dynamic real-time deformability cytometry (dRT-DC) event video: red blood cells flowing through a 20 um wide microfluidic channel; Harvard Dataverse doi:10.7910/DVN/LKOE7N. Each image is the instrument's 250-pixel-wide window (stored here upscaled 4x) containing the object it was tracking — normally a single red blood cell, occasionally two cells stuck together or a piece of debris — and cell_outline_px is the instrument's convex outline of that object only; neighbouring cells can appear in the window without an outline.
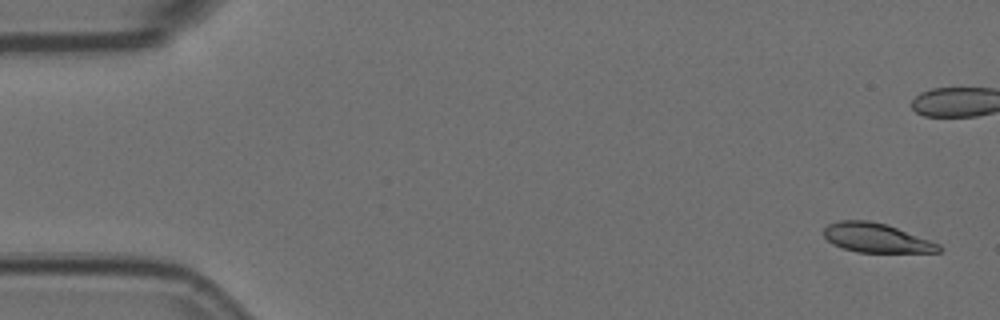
{"species": "Egyptian fruit bat (a non-hibernating species)", "species_latin": "Rousettus aegyptiacus", "temperature_condition": "room temperature", "stored_images_in_passage": 7, "segment_of_instrument_passage": [1, 2], "camera_frame_rate_fps": 3000, "um_per_image_px": 0.085, "animal": {"sex": "female"}, "frame": {"image": 1, "passage_image": 1, "time_ms": 0.0, "image_size_px": [1000, 320], "cell_outline_px": [[944, 248], [940, 252], [856, 252], [832, 244], [824, 236], [824, 228], [828, 224], [840, 220], [868, 220], [888, 224], [940, 244]], "centroid_in_image_um": [74.5, 20.21], "position_along_channel_um": 10.5, "area_um2": 19.65}}
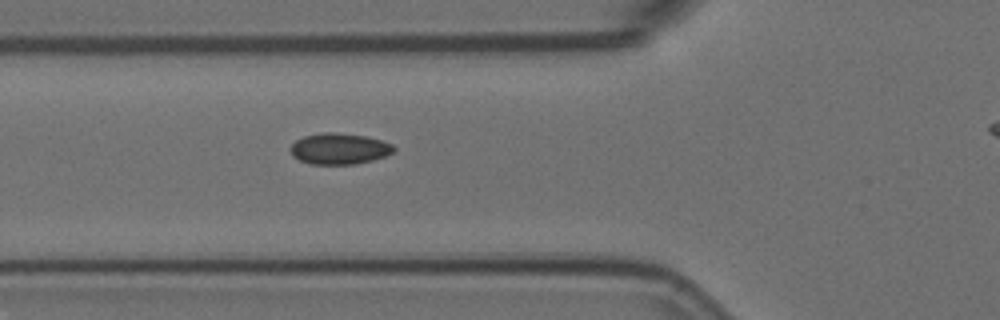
{"frame": {"image": 2, "passage_image": 6, "time_ms": 1.667, "image_size_px": [1000, 320], "cell_outline_px": [[396, 148], [392, 152], [384, 156], [372, 160], [356, 164], [312, 164], [300, 160], [292, 156], [288, 148], [296, 140], [304, 136], [320, 132], [336, 132], [364, 136], [380, 140], [392, 144]], "centroid_in_image_um": [28.79, 12.64], "position_along_channel_um": 97.0, "area_um2": 18.73}}